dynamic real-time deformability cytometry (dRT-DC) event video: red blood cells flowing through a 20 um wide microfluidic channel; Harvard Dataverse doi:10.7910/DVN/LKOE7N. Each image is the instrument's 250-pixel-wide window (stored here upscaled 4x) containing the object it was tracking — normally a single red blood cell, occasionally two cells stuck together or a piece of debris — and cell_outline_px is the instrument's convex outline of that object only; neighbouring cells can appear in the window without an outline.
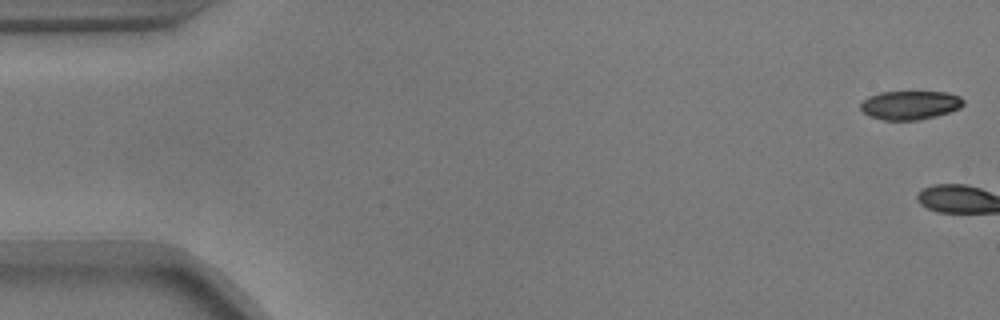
{"species": "common noctule bat (a hibernating species)", "species_latin": "Nyctalus noctula", "temperature_condition": "warm", "stored_images_in_passage": 3, "camera_frame_rate_fps": 3000, "um_per_image_px": 0.085, "animal": {"sex": "male", "body_mass_g": 17.9}, "frame": {"image": 1, "passage_image": 1, "time_ms": 0.0, "image_size_px": [1000, 320], "cell_outline_px": [[964, 104], [960, 108], [936, 116], [916, 120], [884, 120], [868, 116], [860, 108], [860, 104], [868, 96], [880, 92], [948, 92], [960, 96], [964, 100]], "centroid_in_image_um": [77.36, 8.93], "position_along_channel_um": 7.6, "area_um2": 17.28}}